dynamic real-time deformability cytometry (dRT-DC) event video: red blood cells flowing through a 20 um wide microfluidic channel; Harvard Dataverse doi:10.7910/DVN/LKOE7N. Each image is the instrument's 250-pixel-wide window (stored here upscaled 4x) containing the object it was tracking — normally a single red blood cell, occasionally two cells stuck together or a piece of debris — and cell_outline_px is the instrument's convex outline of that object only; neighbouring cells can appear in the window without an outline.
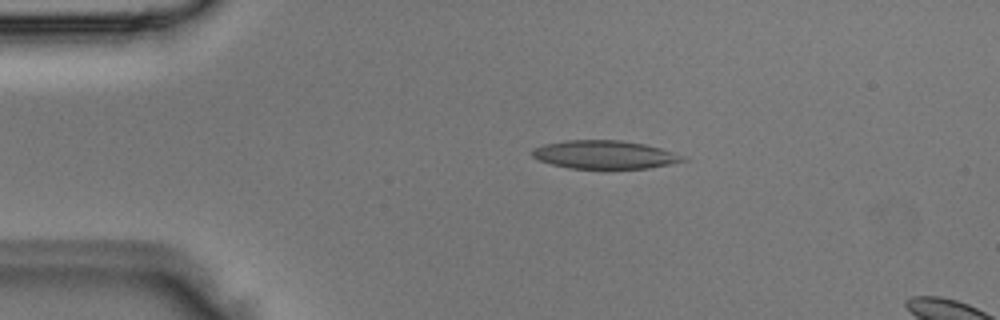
{"species": "Egyptian fruit bat (a non-hibernating species)", "species_latin": "Rousettus aegyptiacus", "temperature_condition": "room temperature", "stored_images_in_passage": 4, "camera_frame_rate_fps": 3000, "um_per_image_px": 0.085, "animal": {"sex": "male"}, "frame": {"image": 1, "passage_image": 2, "time_ms": 0.333, "image_size_px": [1000, 320], "cell_outline_px": [[688, 160], [648, 168], [568, 168], [552, 164], [540, 160], [532, 156], [532, 148], [544, 144], [564, 140], [620, 140], [644, 144], [660, 148], [688, 156]], "centroid_in_image_um": [51.41, 13.14], "position_along_channel_um": 33.6, "area_um2": 24.8}}
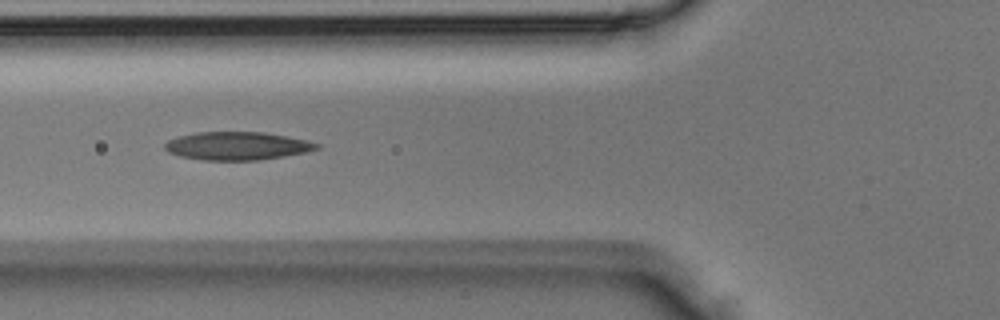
{"frame": {"image": 2, "passage_image": 4, "time_ms": 1.0, "image_size_px": [1000, 320], "cell_outline_px": [[320, 148], [308, 152], [284, 156], [256, 160], [204, 160], [180, 156], [168, 152], [164, 148], [164, 144], [168, 140], [176, 136], [196, 132], [264, 132], [288, 136], [308, 140], [320, 144]], "centroid_in_image_um": [20.17, 12.39], "position_along_channel_um": 105.6, "area_um2": 25.09}}